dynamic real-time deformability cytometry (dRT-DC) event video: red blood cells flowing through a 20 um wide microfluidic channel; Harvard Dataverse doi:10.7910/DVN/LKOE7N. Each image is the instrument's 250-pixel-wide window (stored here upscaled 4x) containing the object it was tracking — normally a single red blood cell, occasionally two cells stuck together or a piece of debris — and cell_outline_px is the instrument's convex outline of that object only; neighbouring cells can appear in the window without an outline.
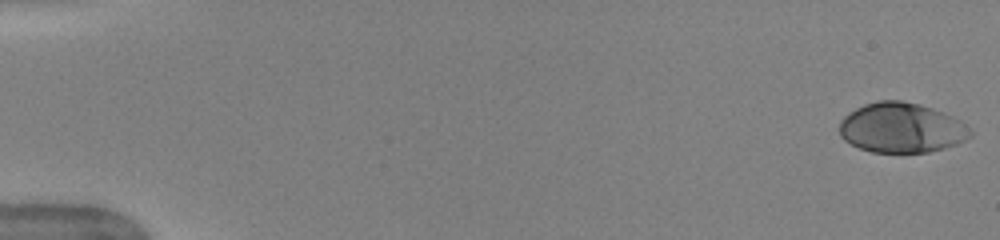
{"species": "human", "species_latin": "Homo sapiens", "temperature_condition": "warm", "stored_images_in_passage": 51, "camera_frame_rate_fps": 3000, "um_per_image_px": 0.085, "donor": {"sex": "female"}, "frame": {"image": 1, "passage_image": 1, "time_ms": 0.0, "image_size_px": [1000, 240], "cell_outline_px": [[972, 136], [956, 144], [944, 148], [928, 152], [872, 152], [860, 148], [844, 140], [840, 136], [840, 120], [848, 112], [864, 104], [876, 100], [900, 100], [920, 104], [944, 112], [960, 120], [972, 132]], "centroid_in_image_um": [76.61, 10.85], "position_along_channel_um": 8.4, "area_um2": 38.15}}
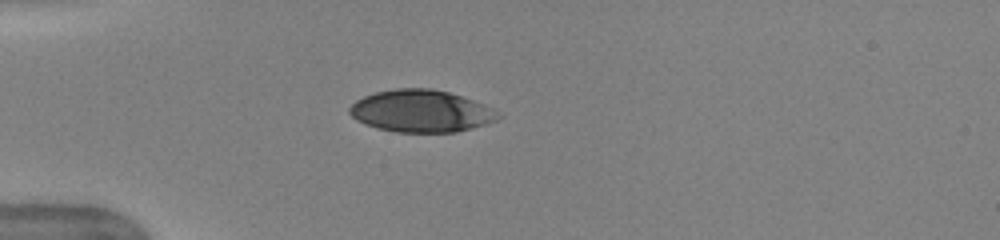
{"frame": {"image": 2, "passage_image": 15, "time_ms": 4.667, "image_size_px": [1000, 240], "cell_outline_px": [[500, 116], [496, 120], [472, 128], [456, 132], [396, 132], [364, 124], [356, 120], [348, 112], [348, 108], [356, 100], [364, 96], [376, 92], [396, 88], [432, 88], [448, 92], [484, 104], [492, 108]], "centroid_in_image_um": [35.76, 9.44], "position_along_channel_um": 49.2, "area_um2": 36.3}}
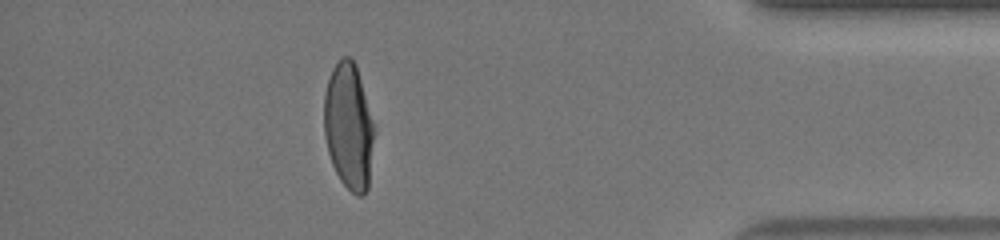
{"frame": {"image": 3, "passage_image": 46, "time_ms": 15.0, "image_size_px": [1000, 240], "cell_outline_px": [[372, 140], [368, 188], [360, 196], [352, 192], [340, 180], [332, 164], [328, 152], [324, 136], [324, 92], [332, 68], [344, 56], [348, 56], [356, 64], [372, 120]], "centroid_in_image_um": [29.59, 10.72], "position_along_channel_um": 405.6, "area_um2": 36.13}, "authors_computed_cell_mechanics": {"area_um2": 38.0324, "velocity_mm_per_s": 3.9807, "shape_relaxation_time_tau1_ms": 3.9939, "shape_relaxation_time_tau2_ms": null, "deformation_change_tau1": 0.1796, "deformation_change_tau2": null}}